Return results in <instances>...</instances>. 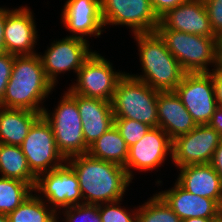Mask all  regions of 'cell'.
Segmentation results:
<instances>
[{
	"label": "cell",
	"mask_w": 222,
	"mask_h": 222,
	"mask_svg": "<svg viewBox=\"0 0 222 222\" xmlns=\"http://www.w3.org/2000/svg\"><path fill=\"white\" fill-rule=\"evenodd\" d=\"M174 92L197 125L210 122L217 107L212 72L185 73Z\"/></svg>",
	"instance_id": "12"
},
{
	"label": "cell",
	"mask_w": 222,
	"mask_h": 222,
	"mask_svg": "<svg viewBox=\"0 0 222 222\" xmlns=\"http://www.w3.org/2000/svg\"><path fill=\"white\" fill-rule=\"evenodd\" d=\"M214 222H222V215L219 219L215 220Z\"/></svg>",
	"instance_id": "41"
},
{
	"label": "cell",
	"mask_w": 222,
	"mask_h": 222,
	"mask_svg": "<svg viewBox=\"0 0 222 222\" xmlns=\"http://www.w3.org/2000/svg\"><path fill=\"white\" fill-rule=\"evenodd\" d=\"M156 32L186 73L211 72L216 68V37L169 29H157Z\"/></svg>",
	"instance_id": "5"
},
{
	"label": "cell",
	"mask_w": 222,
	"mask_h": 222,
	"mask_svg": "<svg viewBox=\"0 0 222 222\" xmlns=\"http://www.w3.org/2000/svg\"><path fill=\"white\" fill-rule=\"evenodd\" d=\"M65 222H102L99 213V205L79 204L62 209ZM60 218H57L58 222Z\"/></svg>",
	"instance_id": "30"
},
{
	"label": "cell",
	"mask_w": 222,
	"mask_h": 222,
	"mask_svg": "<svg viewBox=\"0 0 222 222\" xmlns=\"http://www.w3.org/2000/svg\"><path fill=\"white\" fill-rule=\"evenodd\" d=\"M105 25L126 26L134 34L156 32L159 18L149 0H101Z\"/></svg>",
	"instance_id": "10"
},
{
	"label": "cell",
	"mask_w": 222,
	"mask_h": 222,
	"mask_svg": "<svg viewBox=\"0 0 222 222\" xmlns=\"http://www.w3.org/2000/svg\"><path fill=\"white\" fill-rule=\"evenodd\" d=\"M0 222H10V221H9V218L6 214L0 213Z\"/></svg>",
	"instance_id": "40"
},
{
	"label": "cell",
	"mask_w": 222,
	"mask_h": 222,
	"mask_svg": "<svg viewBox=\"0 0 222 222\" xmlns=\"http://www.w3.org/2000/svg\"><path fill=\"white\" fill-rule=\"evenodd\" d=\"M217 219L219 218H187L182 220V222H214Z\"/></svg>",
	"instance_id": "39"
},
{
	"label": "cell",
	"mask_w": 222,
	"mask_h": 222,
	"mask_svg": "<svg viewBox=\"0 0 222 222\" xmlns=\"http://www.w3.org/2000/svg\"><path fill=\"white\" fill-rule=\"evenodd\" d=\"M66 92L77 103L83 126V137L85 144L89 147L114 126L115 117L111 108V102L74 94L68 87Z\"/></svg>",
	"instance_id": "18"
},
{
	"label": "cell",
	"mask_w": 222,
	"mask_h": 222,
	"mask_svg": "<svg viewBox=\"0 0 222 222\" xmlns=\"http://www.w3.org/2000/svg\"><path fill=\"white\" fill-rule=\"evenodd\" d=\"M129 147L114 126L107 130L91 146L88 154L93 158L125 166L128 159Z\"/></svg>",
	"instance_id": "23"
},
{
	"label": "cell",
	"mask_w": 222,
	"mask_h": 222,
	"mask_svg": "<svg viewBox=\"0 0 222 222\" xmlns=\"http://www.w3.org/2000/svg\"><path fill=\"white\" fill-rule=\"evenodd\" d=\"M10 222H56L57 213L33 192L8 215Z\"/></svg>",
	"instance_id": "25"
},
{
	"label": "cell",
	"mask_w": 222,
	"mask_h": 222,
	"mask_svg": "<svg viewBox=\"0 0 222 222\" xmlns=\"http://www.w3.org/2000/svg\"><path fill=\"white\" fill-rule=\"evenodd\" d=\"M175 180L189 193L211 198L222 207V183L219 175L210 163L191 164L179 167Z\"/></svg>",
	"instance_id": "21"
},
{
	"label": "cell",
	"mask_w": 222,
	"mask_h": 222,
	"mask_svg": "<svg viewBox=\"0 0 222 222\" xmlns=\"http://www.w3.org/2000/svg\"><path fill=\"white\" fill-rule=\"evenodd\" d=\"M122 199L115 202L99 204V213L102 222H137V209H127L120 206ZM124 207V208H123Z\"/></svg>",
	"instance_id": "28"
},
{
	"label": "cell",
	"mask_w": 222,
	"mask_h": 222,
	"mask_svg": "<svg viewBox=\"0 0 222 222\" xmlns=\"http://www.w3.org/2000/svg\"><path fill=\"white\" fill-rule=\"evenodd\" d=\"M13 9L6 8L5 52L16 56L37 54L35 47L39 37L33 11L25 5Z\"/></svg>",
	"instance_id": "15"
},
{
	"label": "cell",
	"mask_w": 222,
	"mask_h": 222,
	"mask_svg": "<svg viewBox=\"0 0 222 222\" xmlns=\"http://www.w3.org/2000/svg\"><path fill=\"white\" fill-rule=\"evenodd\" d=\"M158 127L171 140L194 129L197 124L174 91L159 92L157 96Z\"/></svg>",
	"instance_id": "20"
},
{
	"label": "cell",
	"mask_w": 222,
	"mask_h": 222,
	"mask_svg": "<svg viewBox=\"0 0 222 222\" xmlns=\"http://www.w3.org/2000/svg\"><path fill=\"white\" fill-rule=\"evenodd\" d=\"M181 220L220 218L222 207L213 199L189 193L176 181L172 188L156 192Z\"/></svg>",
	"instance_id": "19"
},
{
	"label": "cell",
	"mask_w": 222,
	"mask_h": 222,
	"mask_svg": "<svg viewBox=\"0 0 222 222\" xmlns=\"http://www.w3.org/2000/svg\"><path fill=\"white\" fill-rule=\"evenodd\" d=\"M20 147L36 177L66 162L57 149L52 126L43 115L33 123Z\"/></svg>",
	"instance_id": "9"
},
{
	"label": "cell",
	"mask_w": 222,
	"mask_h": 222,
	"mask_svg": "<svg viewBox=\"0 0 222 222\" xmlns=\"http://www.w3.org/2000/svg\"><path fill=\"white\" fill-rule=\"evenodd\" d=\"M137 222H182L176 213L157 194L137 209Z\"/></svg>",
	"instance_id": "27"
},
{
	"label": "cell",
	"mask_w": 222,
	"mask_h": 222,
	"mask_svg": "<svg viewBox=\"0 0 222 222\" xmlns=\"http://www.w3.org/2000/svg\"><path fill=\"white\" fill-rule=\"evenodd\" d=\"M212 81L214 84L215 98L217 106H222V71L219 69L212 70Z\"/></svg>",
	"instance_id": "34"
},
{
	"label": "cell",
	"mask_w": 222,
	"mask_h": 222,
	"mask_svg": "<svg viewBox=\"0 0 222 222\" xmlns=\"http://www.w3.org/2000/svg\"><path fill=\"white\" fill-rule=\"evenodd\" d=\"M0 177L28 183L33 189L37 177L31 172L20 146L0 143Z\"/></svg>",
	"instance_id": "24"
},
{
	"label": "cell",
	"mask_w": 222,
	"mask_h": 222,
	"mask_svg": "<svg viewBox=\"0 0 222 222\" xmlns=\"http://www.w3.org/2000/svg\"><path fill=\"white\" fill-rule=\"evenodd\" d=\"M89 46V41L67 35L60 40H53L43 55L39 52L45 74L54 87L60 74L71 70L77 74L94 52Z\"/></svg>",
	"instance_id": "11"
},
{
	"label": "cell",
	"mask_w": 222,
	"mask_h": 222,
	"mask_svg": "<svg viewBox=\"0 0 222 222\" xmlns=\"http://www.w3.org/2000/svg\"><path fill=\"white\" fill-rule=\"evenodd\" d=\"M15 56L7 52L0 55V102L5 94L6 86L11 76Z\"/></svg>",
	"instance_id": "32"
},
{
	"label": "cell",
	"mask_w": 222,
	"mask_h": 222,
	"mask_svg": "<svg viewBox=\"0 0 222 222\" xmlns=\"http://www.w3.org/2000/svg\"><path fill=\"white\" fill-rule=\"evenodd\" d=\"M79 181L84 204L99 205L123 199L132 180L125 167L87 154L66 160Z\"/></svg>",
	"instance_id": "1"
},
{
	"label": "cell",
	"mask_w": 222,
	"mask_h": 222,
	"mask_svg": "<svg viewBox=\"0 0 222 222\" xmlns=\"http://www.w3.org/2000/svg\"><path fill=\"white\" fill-rule=\"evenodd\" d=\"M41 113L0 107V143L20 146Z\"/></svg>",
	"instance_id": "22"
},
{
	"label": "cell",
	"mask_w": 222,
	"mask_h": 222,
	"mask_svg": "<svg viewBox=\"0 0 222 222\" xmlns=\"http://www.w3.org/2000/svg\"><path fill=\"white\" fill-rule=\"evenodd\" d=\"M126 72L115 70L113 64L96 50L85 61L69 90L84 97L111 102L118 81Z\"/></svg>",
	"instance_id": "7"
},
{
	"label": "cell",
	"mask_w": 222,
	"mask_h": 222,
	"mask_svg": "<svg viewBox=\"0 0 222 222\" xmlns=\"http://www.w3.org/2000/svg\"><path fill=\"white\" fill-rule=\"evenodd\" d=\"M55 90L48 80L39 54L15 56L0 107L43 113V103Z\"/></svg>",
	"instance_id": "2"
},
{
	"label": "cell",
	"mask_w": 222,
	"mask_h": 222,
	"mask_svg": "<svg viewBox=\"0 0 222 222\" xmlns=\"http://www.w3.org/2000/svg\"><path fill=\"white\" fill-rule=\"evenodd\" d=\"M209 21L214 31L218 36L222 33V0H203Z\"/></svg>",
	"instance_id": "31"
},
{
	"label": "cell",
	"mask_w": 222,
	"mask_h": 222,
	"mask_svg": "<svg viewBox=\"0 0 222 222\" xmlns=\"http://www.w3.org/2000/svg\"><path fill=\"white\" fill-rule=\"evenodd\" d=\"M53 112L44 108L42 115L50 123L58 151L68 158L87 154L89 147L83 137V126L76 101L66 92Z\"/></svg>",
	"instance_id": "6"
},
{
	"label": "cell",
	"mask_w": 222,
	"mask_h": 222,
	"mask_svg": "<svg viewBox=\"0 0 222 222\" xmlns=\"http://www.w3.org/2000/svg\"><path fill=\"white\" fill-rule=\"evenodd\" d=\"M216 69L222 71V33L216 36Z\"/></svg>",
	"instance_id": "38"
},
{
	"label": "cell",
	"mask_w": 222,
	"mask_h": 222,
	"mask_svg": "<svg viewBox=\"0 0 222 222\" xmlns=\"http://www.w3.org/2000/svg\"><path fill=\"white\" fill-rule=\"evenodd\" d=\"M222 141L220 134L208 124L197 125L187 134L172 140V163L175 167L208 164Z\"/></svg>",
	"instance_id": "13"
},
{
	"label": "cell",
	"mask_w": 222,
	"mask_h": 222,
	"mask_svg": "<svg viewBox=\"0 0 222 222\" xmlns=\"http://www.w3.org/2000/svg\"><path fill=\"white\" fill-rule=\"evenodd\" d=\"M150 4L153 8L154 13L160 18L163 16L168 10L173 9L187 0H149Z\"/></svg>",
	"instance_id": "33"
},
{
	"label": "cell",
	"mask_w": 222,
	"mask_h": 222,
	"mask_svg": "<svg viewBox=\"0 0 222 222\" xmlns=\"http://www.w3.org/2000/svg\"><path fill=\"white\" fill-rule=\"evenodd\" d=\"M157 29H169L195 35L216 37L203 0H187L159 18Z\"/></svg>",
	"instance_id": "17"
},
{
	"label": "cell",
	"mask_w": 222,
	"mask_h": 222,
	"mask_svg": "<svg viewBox=\"0 0 222 222\" xmlns=\"http://www.w3.org/2000/svg\"><path fill=\"white\" fill-rule=\"evenodd\" d=\"M142 73L129 74L160 92L174 91L185 71L157 32L134 34Z\"/></svg>",
	"instance_id": "3"
},
{
	"label": "cell",
	"mask_w": 222,
	"mask_h": 222,
	"mask_svg": "<svg viewBox=\"0 0 222 222\" xmlns=\"http://www.w3.org/2000/svg\"><path fill=\"white\" fill-rule=\"evenodd\" d=\"M114 125L125 140L128 147L139 142L142 137L151 130V126L126 118H114Z\"/></svg>",
	"instance_id": "29"
},
{
	"label": "cell",
	"mask_w": 222,
	"mask_h": 222,
	"mask_svg": "<svg viewBox=\"0 0 222 222\" xmlns=\"http://www.w3.org/2000/svg\"><path fill=\"white\" fill-rule=\"evenodd\" d=\"M33 191L58 212L57 218L62 209L83 204L78 177L67 162L39 175Z\"/></svg>",
	"instance_id": "8"
},
{
	"label": "cell",
	"mask_w": 222,
	"mask_h": 222,
	"mask_svg": "<svg viewBox=\"0 0 222 222\" xmlns=\"http://www.w3.org/2000/svg\"><path fill=\"white\" fill-rule=\"evenodd\" d=\"M208 125L214 128L222 139V106H217Z\"/></svg>",
	"instance_id": "36"
},
{
	"label": "cell",
	"mask_w": 222,
	"mask_h": 222,
	"mask_svg": "<svg viewBox=\"0 0 222 222\" xmlns=\"http://www.w3.org/2000/svg\"><path fill=\"white\" fill-rule=\"evenodd\" d=\"M60 15L61 23L72 34L69 36L88 41L90 36L98 38L105 31L101 0H67Z\"/></svg>",
	"instance_id": "16"
},
{
	"label": "cell",
	"mask_w": 222,
	"mask_h": 222,
	"mask_svg": "<svg viewBox=\"0 0 222 222\" xmlns=\"http://www.w3.org/2000/svg\"><path fill=\"white\" fill-rule=\"evenodd\" d=\"M159 92L126 72L118 81L111 100L114 117L136 120L152 128L158 127Z\"/></svg>",
	"instance_id": "4"
},
{
	"label": "cell",
	"mask_w": 222,
	"mask_h": 222,
	"mask_svg": "<svg viewBox=\"0 0 222 222\" xmlns=\"http://www.w3.org/2000/svg\"><path fill=\"white\" fill-rule=\"evenodd\" d=\"M210 164L219 175L221 183H222V141L219 143V145L215 149L214 155L212 157Z\"/></svg>",
	"instance_id": "35"
},
{
	"label": "cell",
	"mask_w": 222,
	"mask_h": 222,
	"mask_svg": "<svg viewBox=\"0 0 222 222\" xmlns=\"http://www.w3.org/2000/svg\"><path fill=\"white\" fill-rule=\"evenodd\" d=\"M32 192L33 188L24 181L0 177V213L8 215Z\"/></svg>",
	"instance_id": "26"
},
{
	"label": "cell",
	"mask_w": 222,
	"mask_h": 222,
	"mask_svg": "<svg viewBox=\"0 0 222 222\" xmlns=\"http://www.w3.org/2000/svg\"><path fill=\"white\" fill-rule=\"evenodd\" d=\"M168 155L172 159V140L160 127L151 128L139 142L129 147L124 167L133 180V170L152 172L154 169H159Z\"/></svg>",
	"instance_id": "14"
},
{
	"label": "cell",
	"mask_w": 222,
	"mask_h": 222,
	"mask_svg": "<svg viewBox=\"0 0 222 222\" xmlns=\"http://www.w3.org/2000/svg\"><path fill=\"white\" fill-rule=\"evenodd\" d=\"M5 23H6V7H0V55L5 52V49H4Z\"/></svg>",
	"instance_id": "37"
}]
</instances>
